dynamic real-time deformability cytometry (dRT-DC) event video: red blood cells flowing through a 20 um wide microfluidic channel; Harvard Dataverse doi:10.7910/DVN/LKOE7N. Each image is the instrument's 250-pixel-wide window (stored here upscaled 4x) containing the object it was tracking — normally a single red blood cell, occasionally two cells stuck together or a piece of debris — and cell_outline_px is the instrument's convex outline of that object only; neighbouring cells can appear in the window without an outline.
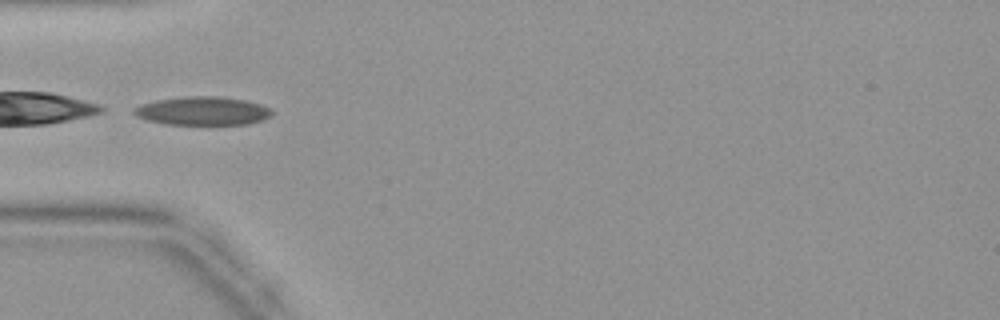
{"species": "common noctule bat (a hibernating species)", "species_latin": "Nyctalus noctula", "temperature_condition": "warm", "stored_images_in_passage": 27, "camera_frame_rate_fps": 3000, "um_per_image_px": 0.085, "animal": {"sex": "female", "body_mass_g": 19.9}, "frame": {"image": 1, "passage_image": 1, "time_ms": 0.0, "image_size_px": [1000, 320], "cell_outline_px": [[272, 116], [248, 124], [164, 124], [148, 120], [136, 116], [132, 112], [132, 108], [140, 104], [156, 100], [184, 96], [216, 96], [248, 100], [260, 104], [268, 108], [272, 112]], "centroid_in_image_um": [17.18, 9.42], "position_along_channel_um": 67.8, "area_um2": 22.95}}